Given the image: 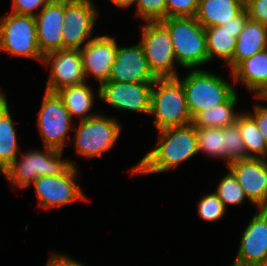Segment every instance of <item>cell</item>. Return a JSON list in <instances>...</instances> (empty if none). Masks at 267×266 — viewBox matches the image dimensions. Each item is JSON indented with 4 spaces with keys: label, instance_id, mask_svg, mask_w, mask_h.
<instances>
[{
    "label": "cell",
    "instance_id": "cell-2",
    "mask_svg": "<svg viewBox=\"0 0 267 266\" xmlns=\"http://www.w3.org/2000/svg\"><path fill=\"white\" fill-rule=\"evenodd\" d=\"M63 151L44 147V150H28L17 157L4 171L3 175L11 188H28L40 176H58L63 174L73 160L62 159Z\"/></svg>",
    "mask_w": 267,
    "mask_h": 266
},
{
    "label": "cell",
    "instance_id": "cell-40",
    "mask_svg": "<svg viewBox=\"0 0 267 266\" xmlns=\"http://www.w3.org/2000/svg\"><path fill=\"white\" fill-rule=\"evenodd\" d=\"M6 96V91H3V89L0 87V101Z\"/></svg>",
    "mask_w": 267,
    "mask_h": 266
},
{
    "label": "cell",
    "instance_id": "cell-33",
    "mask_svg": "<svg viewBox=\"0 0 267 266\" xmlns=\"http://www.w3.org/2000/svg\"><path fill=\"white\" fill-rule=\"evenodd\" d=\"M53 0H12V11L16 14L36 16L35 10H41Z\"/></svg>",
    "mask_w": 267,
    "mask_h": 266
},
{
    "label": "cell",
    "instance_id": "cell-37",
    "mask_svg": "<svg viewBox=\"0 0 267 266\" xmlns=\"http://www.w3.org/2000/svg\"><path fill=\"white\" fill-rule=\"evenodd\" d=\"M249 19L246 9H244L239 15L235 16L231 21L221 25L225 29L230 30H243L247 20Z\"/></svg>",
    "mask_w": 267,
    "mask_h": 266
},
{
    "label": "cell",
    "instance_id": "cell-14",
    "mask_svg": "<svg viewBox=\"0 0 267 266\" xmlns=\"http://www.w3.org/2000/svg\"><path fill=\"white\" fill-rule=\"evenodd\" d=\"M267 260V210L257 209L245 227L231 266H259Z\"/></svg>",
    "mask_w": 267,
    "mask_h": 266
},
{
    "label": "cell",
    "instance_id": "cell-11",
    "mask_svg": "<svg viewBox=\"0 0 267 266\" xmlns=\"http://www.w3.org/2000/svg\"><path fill=\"white\" fill-rule=\"evenodd\" d=\"M78 173V166L71 165L61 175L36 178L31 185H34L40 208L54 209L78 200H87L75 181Z\"/></svg>",
    "mask_w": 267,
    "mask_h": 266
},
{
    "label": "cell",
    "instance_id": "cell-41",
    "mask_svg": "<svg viewBox=\"0 0 267 266\" xmlns=\"http://www.w3.org/2000/svg\"><path fill=\"white\" fill-rule=\"evenodd\" d=\"M259 266H267V260L263 262L262 264H260Z\"/></svg>",
    "mask_w": 267,
    "mask_h": 266
},
{
    "label": "cell",
    "instance_id": "cell-21",
    "mask_svg": "<svg viewBox=\"0 0 267 266\" xmlns=\"http://www.w3.org/2000/svg\"><path fill=\"white\" fill-rule=\"evenodd\" d=\"M245 9L241 0H199L195 19L204 27L223 25Z\"/></svg>",
    "mask_w": 267,
    "mask_h": 266
},
{
    "label": "cell",
    "instance_id": "cell-34",
    "mask_svg": "<svg viewBox=\"0 0 267 266\" xmlns=\"http://www.w3.org/2000/svg\"><path fill=\"white\" fill-rule=\"evenodd\" d=\"M245 9L249 19L267 25V0H247Z\"/></svg>",
    "mask_w": 267,
    "mask_h": 266
},
{
    "label": "cell",
    "instance_id": "cell-32",
    "mask_svg": "<svg viewBox=\"0 0 267 266\" xmlns=\"http://www.w3.org/2000/svg\"><path fill=\"white\" fill-rule=\"evenodd\" d=\"M166 18L168 17H195L199 0H165Z\"/></svg>",
    "mask_w": 267,
    "mask_h": 266
},
{
    "label": "cell",
    "instance_id": "cell-12",
    "mask_svg": "<svg viewBox=\"0 0 267 266\" xmlns=\"http://www.w3.org/2000/svg\"><path fill=\"white\" fill-rule=\"evenodd\" d=\"M154 82L124 83L108 81L97 88V97L116 110L150 113Z\"/></svg>",
    "mask_w": 267,
    "mask_h": 266
},
{
    "label": "cell",
    "instance_id": "cell-22",
    "mask_svg": "<svg viewBox=\"0 0 267 266\" xmlns=\"http://www.w3.org/2000/svg\"><path fill=\"white\" fill-rule=\"evenodd\" d=\"M87 83L86 81L79 85L67 86L55 92L62 100L72 119L78 117L81 121L98 114L97 112H91L95 102V93Z\"/></svg>",
    "mask_w": 267,
    "mask_h": 266
},
{
    "label": "cell",
    "instance_id": "cell-25",
    "mask_svg": "<svg viewBox=\"0 0 267 266\" xmlns=\"http://www.w3.org/2000/svg\"><path fill=\"white\" fill-rule=\"evenodd\" d=\"M238 97L236 91L225 103L197 113L192 118V124L201 128H224L233 124L241 113L234 111Z\"/></svg>",
    "mask_w": 267,
    "mask_h": 266
},
{
    "label": "cell",
    "instance_id": "cell-3",
    "mask_svg": "<svg viewBox=\"0 0 267 266\" xmlns=\"http://www.w3.org/2000/svg\"><path fill=\"white\" fill-rule=\"evenodd\" d=\"M156 131L192 123L185 92L177 77L157 78L152 85L149 115Z\"/></svg>",
    "mask_w": 267,
    "mask_h": 266
},
{
    "label": "cell",
    "instance_id": "cell-15",
    "mask_svg": "<svg viewBox=\"0 0 267 266\" xmlns=\"http://www.w3.org/2000/svg\"><path fill=\"white\" fill-rule=\"evenodd\" d=\"M226 168L235 175L251 205L267 210V159L236 160Z\"/></svg>",
    "mask_w": 267,
    "mask_h": 266
},
{
    "label": "cell",
    "instance_id": "cell-35",
    "mask_svg": "<svg viewBox=\"0 0 267 266\" xmlns=\"http://www.w3.org/2000/svg\"><path fill=\"white\" fill-rule=\"evenodd\" d=\"M253 108L254 112L247 111L246 113L255 121L260 134L267 143V106L255 103Z\"/></svg>",
    "mask_w": 267,
    "mask_h": 266
},
{
    "label": "cell",
    "instance_id": "cell-16",
    "mask_svg": "<svg viewBox=\"0 0 267 266\" xmlns=\"http://www.w3.org/2000/svg\"><path fill=\"white\" fill-rule=\"evenodd\" d=\"M117 47L118 44L114 37L100 35L92 38L79 50L86 80L92 76L97 80L99 86L108 82Z\"/></svg>",
    "mask_w": 267,
    "mask_h": 266
},
{
    "label": "cell",
    "instance_id": "cell-18",
    "mask_svg": "<svg viewBox=\"0 0 267 266\" xmlns=\"http://www.w3.org/2000/svg\"><path fill=\"white\" fill-rule=\"evenodd\" d=\"M64 0H53L35 16L37 42L42 55L63 50Z\"/></svg>",
    "mask_w": 267,
    "mask_h": 266
},
{
    "label": "cell",
    "instance_id": "cell-20",
    "mask_svg": "<svg viewBox=\"0 0 267 266\" xmlns=\"http://www.w3.org/2000/svg\"><path fill=\"white\" fill-rule=\"evenodd\" d=\"M267 49V25L248 19L236 39L232 60L227 64L232 72L242 61Z\"/></svg>",
    "mask_w": 267,
    "mask_h": 266
},
{
    "label": "cell",
    "instance_id": "cell-29",
    "mask_svg": "<svg viewBox=\"0 0 267 266\" xmlns=\"http://www.w3.org/2000/svg\"><path fill=\"white\" fill-rule=\"evenodd\" d=\"M224 148L227 153V166L233 161L247 158L245 144L239 132V124L236 121L225 127Z\"/></svg>",
    "mask_w": 267,
    "mask_h": 266
},
{
    "label": "cell",
    "instance_id": "cell-36",
    "mask_svg": "<svg viewBox=\"0 0 267 266\" xmlns=\"http://www.w3.org/2000/svg\"><path fill=\"white\" fill-rule=\"evenodd\" d=\"M45 266H86V264H82L76 259L74 260L73 257L67 256V254H59L54 250L50 253Z\"/></svg>",
    "mask_w": 267,
    "mask_h": 266
},
{
    "label": "cell",
    "instance_id": "cell-17",
    "mask_svg": "<svg viewBox=\"0 0 267 266\" xmlns=\"http://www.w3.org/2000/svg\"><path fill=\"white\" fill-rule=\"evenodd\" d=\"M157 77L148 66L140 42L132 46L117 47L108 81L124 83L154 82Z\"/></svg>",
    "mask_w": 267,
    "mask_h": 266
},
{
    "label": "cell",
    "instance_id": "cell-9",
    "mask_svg": "<svg viewBox=\"0 0 267 266\" xmlns=\"http://www.w3.org/2000/svg\"><path fill=\"white\" fill-rule=\"evenodd\" d=\"M36 121L44 147L63 151L68 142L66 137L74 129V123L56 93L45 91Z\"/></svg>",
    "mask_w": 267,
    "mask_h": 266
},
{
    "label": "cell",
    "instance_id": "cell-8",
    "mask_svg": "<svg viewBox=\"0 0 267 266\" xmlns=\"http://www.w3.org/2000/svg\"><path fill=\"white\" fill-rule=\"evenodd\" d=\"M140 44L148 66L157 78L179 75L174 48L168 28L161 22H145L141 25Z\"/></svg>",
    "mask_w": 267,
    "mask_h": 266
},
{
    "label": "cell",
    "instance_id": "cell-31",
    "mask_svg": "<svg viewBox=\"0 0 267 266\" xmlns=\"http://www.w3.org/2000/svg\"><path fill=\"white\" fill-rule=\"evenodd\" d=\"M136 16L144 22H157L166 18L165 0H136Z\"/></svg>",
    "mask_w": 267,
    "mask_h": 266
},
{
    "label": "cell",
    "instance_id": "cell-38",
    "mask_svg": "<svg viewBox=\"0 0 267 266\" xmlns=\"http://www.w3.org/2000/svg\"><path fill=\"white\" fill-rule=\"evenodd\" d=\"M112 4L115 5V7H119V9H126L130 6H133V4H136V0H110Z\"/></svg>",
    "mask_w": 267,
    "mask_h": 266
},
{
    "label": "cell",
    "instance_id": "cell-10",
    "mask_svg": "<svg viewBox=\"0 0 267 266\" xmlns=\"http://www.w3.org/2000/svg\"><path fill=\"white\" fill-rule=\"evenodd\" d=\"M96 8L93 0H64L63 49L80 50L91 41L100 13Z\"/></svg>",
    "mask_w": 267,
    "mask_h": 266
},
{
    "label": "cell",
    "instance_id": "cell-1",
    "mask_svg": "<svg viewBox=\"0 0 267 266\" xmlns=\"http://www.w3.org/2000/svg\"><path fill=\"white\" fill-rule=\"evenodd\" d=\"M158 132L156 147L129 169L132 175H151L177 168L198 153L196 127L191 123Z\"/></svg>",
    "mask_w": 267,
    "mask_h": 266
},
{
    "label": "cell",
    "instance_id": "cell-39",
    "mask_svg": "<svg viewBox=\"0 0 267 266\" xmlns=\"http://www.w3.org/2000/svg\"><path fill=\"white\" fill-rule=\"evenodd\" d=\"M255 99L267 101V89L260 95V97H255Z\"/></svg>",
    "mask_w": 267,
    "mask_h": 266
},
{
    "label": "cell",
    "instance_id": "cell-27",
    "mask_svg": "<svg viewBox=\"0 0 267 266\" xmlns=\"http://www.w3.org/2000/svg\"><path fill=\"white\" fill-rule=\"evenodd\" d=\"M198 153L224 160L227 167V153L225 151V127L201 128L196 127Z\"/></svg>",
    "mask_w": 267,
    "mask_h": 266
},
{
    "label": "cell",
    "instance_id": "cell-4",
    "mask_svg": "<svg viewBox=\"0 0 267 266\" xmlns=\"http://www.w3.org/2000/svg\"><path fill=\"white\" fill-rule=\"evenodd\" d=\"M161 22L168 28L179 66L200 69L209 62L205 28L195 17H168Z\"/></svg>",
    "mask_w": 267,
    "mask_h": 266
},
{
    "label": "cell",
    "instance_id": "cell-23",
    "mask_svg": "<svg viewBox=\"0 0 267 266\" xmlns=\"http://www.w3.org/2000/svg\"><path fill=\"white\" fill-rule=\"evenodd\" d=\"M5 96L0 101V172L3 171L18 157L20 147L15 129V122L9 111Z\"/></svg>",
    "mask_w": 267,
    "mask_h": 266
},
{
    "label": "cell",
    "instance_id": "cell-5",
    "mask_svg": "<svg viewBox=\"0 0 267 266\" xmlns=\"http://www.w3.org/2000/svg\"><path fill=\"white\" fill-rule=\"evenodd\" d=\"M181 81L187 107L192 118L199 112L225 103L235 92L227 80L220 75L201 69H191Z\"/></svg>",
    "mask_w": 267,
    "mask_h": 266
},
{
    "label": "cell",
    "instance_id": "cell-30",
    "mask_svg": "<svg viewBox=\"0 0 267 266\" xmlns=\"http://www.w3.org/2000/svg\"><path fill=\"white\" fill-rule=\"evenodd\" d=\"M197 210L199 217L206 222L220 220L227 211L214 192L204 195L203 198L198 201Z\"/></svg>",
    "mask_w": 267,
    "mask_h": 266
},
{
    "label": "cell",
    "instance_id": "cell-26",
    "mask_svg": "<svg viewBox=\"0 0 267 266\" xmlns=\"http://www.w3.org/2000/svg\"><path fill=\"white\" fill-rule=\"evenodd\" d=\"M239 132L245 144L247 158L267 159V143L259 132L255 121L246 113L241 112L236 119Z\"/></svg>",
    "mask_w": 267,
    "mask_h": 266
},
{
    "label": "cell",
    "instance_id": "cell-24",
    "mask_svg": "<svg viewBox=\"0 0 267 266\" xmlns=\"http://www.w3.org/2000/svg\"><path fill=\"white\" fill-rule=\"evenodd\" d=\"M241 31L225 29L221 25L205 28L208 61L216 57L228 64L233 58L236 39Z\"/></svg>",
    "mask_w": 267,
    "mask_h": 266
},
{
    "label": "cell",
    "instance_id": "cell-7",
    "mask_svg": "<svg viewBox=\"0 0 267 266\" xmlns=\"http://www.w3.org/2000/svg\"><path fill=\"white\" fill-rule=\"evenodd\" d=\"M0 51L10 56L43 62L34 16L10 12L0 20Z\"/></svg>",
    "mask_w": 267,
    "mask_h": 266
},
{
    "label": "cell",
    "instance_id": "cell-6",
    "mask_svg": "<svg viewBox=\"0 0 267 266\" xmlns=\"http://www.w3.org/2000/svg\"><path fill=\"white\" fill-rule=\"evenodd\" d=\"M78 123V126L73 129L76 132L71 144L74 145L78 156L88 160L112 149L122 129L117 118L108 117L102 113Z\"/></svg>",
    "mask_w": 267,
    "mask_h": 266
},
{
    "label": "cell",
    "instance_id": "cell-28",
    "mask_svg": "<svg viewBox=\"0 0 267 266\" xmlns=\"http://www.w3.org/2000/svg\"><path fill=\"white\" fill-rule=\"evenodd\" d=\"M227 170L228 173L219 181L214 192L226 210L228 205H241L247 198L235 175L229 169Z\"/></svg>",
    "mask_w": 267,
    "mask_h": 266
},
{
    "label": "cell",
    "instance_id": "cell-13",
    "mask_svg": "<svg viewBox=\"0 0 267 266\" xmlns=\"http://www.w3.org/2000/svg\"><path fill=\"white\" fill-rule=\"evenodd\" d=\"M42 64L51 67L45 91H56L86 82L79 50L63 49L47 53ZM49 66V67H48Z\"/></svg>",
    "mask_w": 267,
    "mask_h": 266
},
{
    "label": "cell",
    "instance_id": "cell-19",
    "mask_svg": "<svg viewBox=\"0 0 267 266\" xmlns=\"http://www.w3.org/2000/svg\"><path fill=\"white\" fill-rule=\"evenodd\" d=\"M230 74L233 82L242 83L254 97H260L267 89V49L242 61Z\"/></svg>",
    "mask_w": 267,
    "mask_h": 266
}]
</instances>
